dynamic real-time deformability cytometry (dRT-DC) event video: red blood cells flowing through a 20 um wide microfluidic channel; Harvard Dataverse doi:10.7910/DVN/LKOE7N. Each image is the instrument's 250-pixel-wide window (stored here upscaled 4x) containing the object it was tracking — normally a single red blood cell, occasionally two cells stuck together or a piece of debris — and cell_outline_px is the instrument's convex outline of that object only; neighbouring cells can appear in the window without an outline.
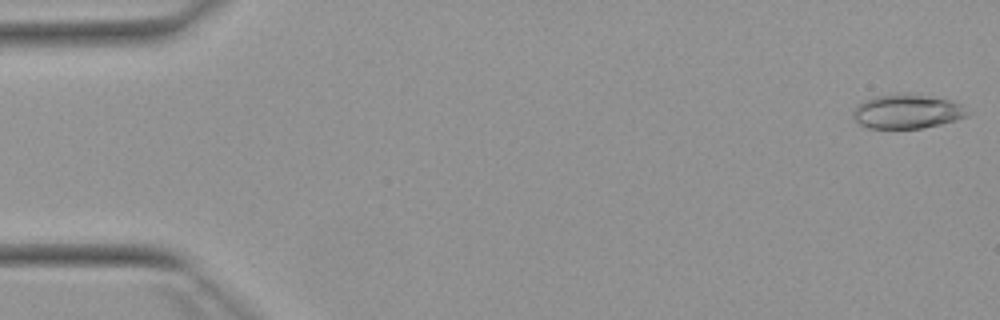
{"species": "Egyptian fruit bat (a non-hibernating species)", "species_latin": "Rousettus aegyptiacus", "temperature_condition": "warm", "stored_images_in_passage": 52, "camera_frame_rate_fps": 3000, "um_per_image_px": 0.085, "animal": {"sex": "female"}, "frame": {"image": 1, "passage_image": 1, "time_ms": 0.0, "image_size_px": [1000, 320], "cell_outline_px": [[972, 112], [968, 116], [956, 120], [940, 124], [920, 128], [868, 128], [860, 124], [852, 116], [852, 112], [864, 100], [876, 96], [904, 92], [908, 92], [952, 100], [960, 104]], "centroid_in_image_um": [77.15, 9.46], "position_along_channel_um": 7.9, "area_um2": 23.0}}
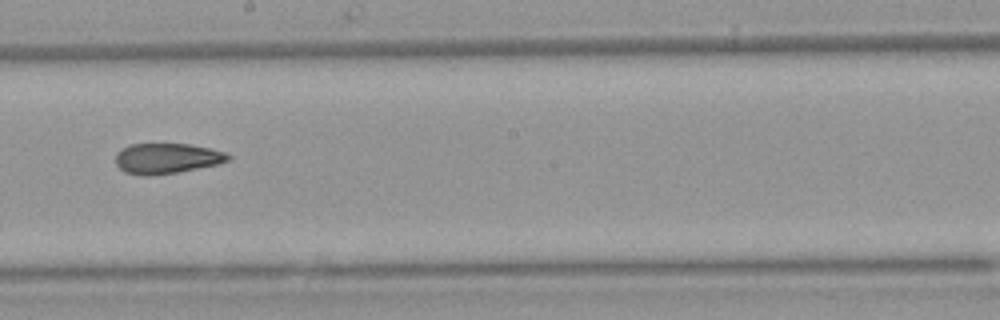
{"frame": {"image": 2, "passage_image": 29, "time_ms": 9.333, "image_size_px": [1000, 320], "cell_outline_px": [[232, 156], [228, 160], [216, 164], [176, 172], [148, 176], [144, 176], [124, 172], [116, 164], [116, 152], [120, 148], [128, 144], [188, 144], [228, 152]], "centroid_in_image_um": [14.14, 13.45], "position_along_channel_um": 234.1, "area_um2": 19.88}}
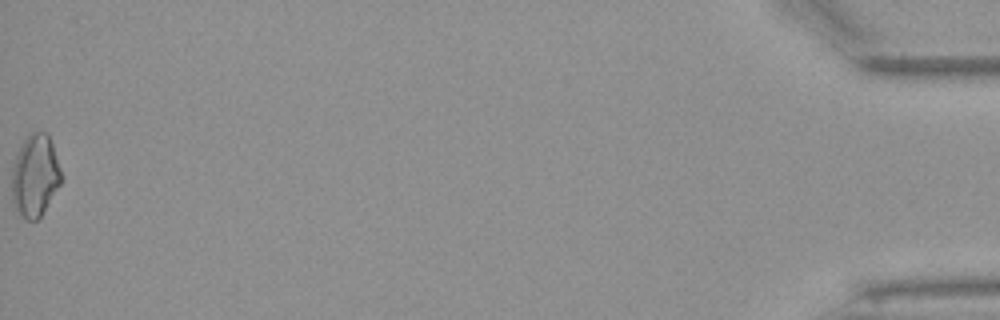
{"frame": {"image": 3, "passage_image": 52, "time_ms": 17.0, "image_size_px": [1000, 320], "cell_outline_px": [[60, 184], [40, 216], [36, 220], [28, 220], [12, 204], [12, 168], [16, 156], [24, 140], [32, 132], [48, 132], [52, 144], [60, 172]], "centroid_in_image_um": [2.96, 14.92], "position_along_channel_um": 432.2, "area_um2": 22.95}, "authors_computed_cell_mechanics": {"area_um2": 20.8658, "velocity_mm_per_s": 3.9384, "shape_relaxation_time_tau1_ms": null, "shape_relaxation_time_tau2_ms": 3.626, "deformation_change_tau1": null, "deformation_change_tau2": 0.1192}}